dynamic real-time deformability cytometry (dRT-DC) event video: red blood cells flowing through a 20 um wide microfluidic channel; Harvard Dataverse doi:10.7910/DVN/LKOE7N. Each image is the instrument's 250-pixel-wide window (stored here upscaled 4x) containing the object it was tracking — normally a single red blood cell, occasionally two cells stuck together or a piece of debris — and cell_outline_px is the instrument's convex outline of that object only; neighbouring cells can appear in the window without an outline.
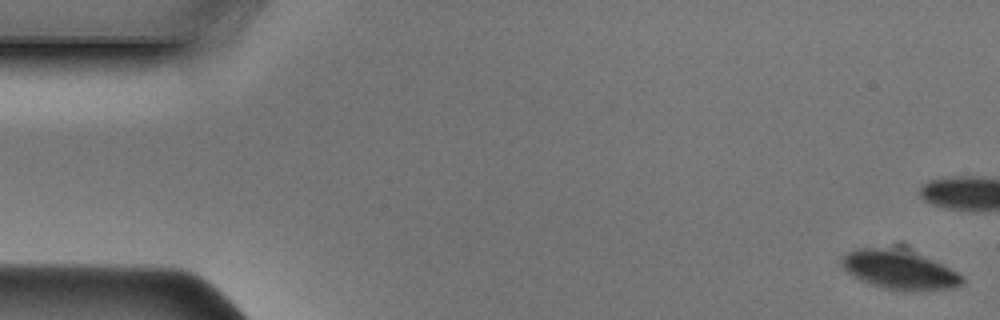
{"species": "Egyptian fruit bat (a non-hibernating species)", "species_latin": "Rousettus aegyptiacus", "temperature_condition": "cold", "stored_images_in_passage": 49, "camera_frame_rate_fps": 3000, "um_per_image_px": 0.085, "animal": {"sex": "male"}, "frame": {"image": 1, "passage_image": 1, "time_ms": 0.0, "image_size_px": [1000, 320], "cell_outline_px": [[964, 280], [960, 284], [952, 288], [916, 292], [912, 292], [884, 288], [860, 280], [852, 276], [840, 264], [840, 260], [848, 252], [856, 248], [896, 244], [904, 244], [964, 276]], "centroid_in_image_um": [76.44, 22.86], "position_along_channel_um": 8.6, "area_um2": 28.78}}
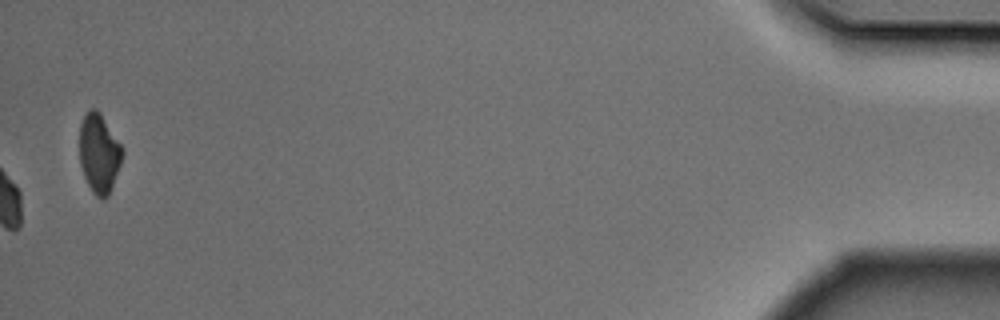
{"frame": {"image": 2, "passage_image": 49, "time_ms": 16.0, "image_size_px": [1000, 320], "cell_outline_px": [[124, 152], [120, 164], [108, 196], [104, 200], [96, 196], [92, 192], [84, 176], [80, 164], [80, 124], [84, 116], [92, 108], [96, 108], [100, 112], [124, 148]], "centroid_in_image_um": [8.43, 13.03], "position_along_channel_um": 426.8, "area_um2": 19.71}}